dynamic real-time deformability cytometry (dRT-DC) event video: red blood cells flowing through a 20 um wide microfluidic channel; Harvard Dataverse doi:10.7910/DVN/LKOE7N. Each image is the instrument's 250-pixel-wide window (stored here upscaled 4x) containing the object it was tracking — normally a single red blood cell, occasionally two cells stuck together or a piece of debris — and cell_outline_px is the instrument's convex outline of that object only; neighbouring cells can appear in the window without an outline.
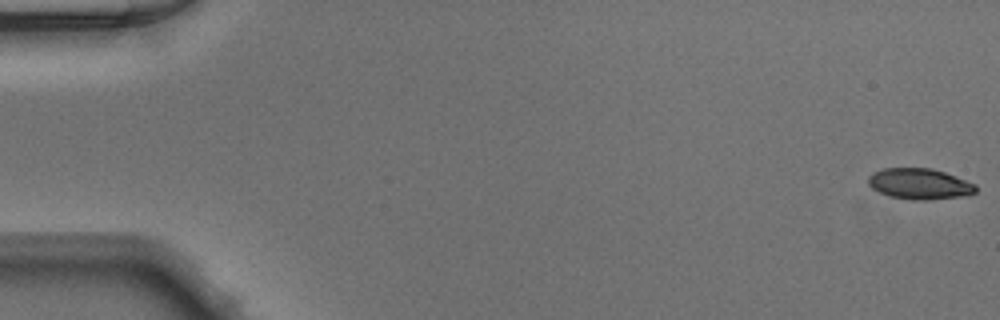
{"species": "Egyptian fruit bat (a non-hibernating species)", "species_latin": "Rousettus aegyptiacus", "temperature_condition": "warm", "stored_images_in_passage": 50, "camera_frame_rate_fps": 3000, "um_per_image_px": 0.085, "animal": {"sex": "male"}, "frame": {"image": 1, "passage_image": 1, "time_ms": 0.0, "image_size_px": [1000, 320], "cell_outline_px": [[976, 192], [964, 196], [924, 200], [912, 200], [892, 196], [880, 192], [872, 188], [868, 184], [868, 176], [872, 172], [884, 168], [932, 168], [944, 172], [976, 184]], "centroid_in_image_um": [78.15, 15.62], "position_along_channel_um": 6.8, "area_um2": 19.25}}
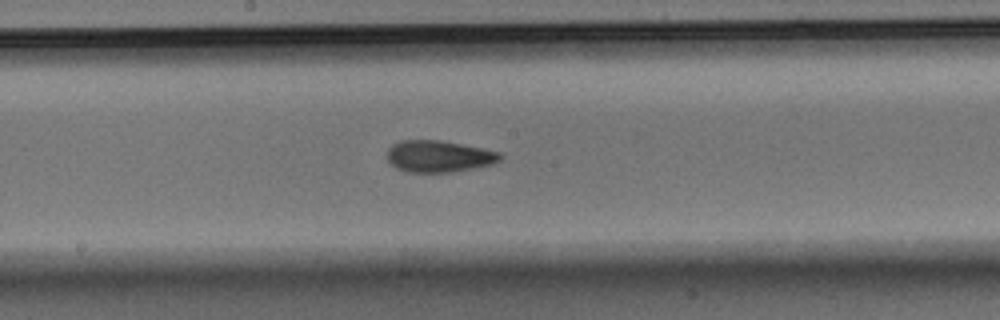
{"frame": {"image": 2, "passage_image": 27, "time_ms": 8.667, "image_size_px": [1000, 320], "cell_outline_px": [[504, 156], [500, 160], [492, 164], [452, 172], [408, 172], [396, 168], [388, 160], [388, 148], [392, 144], [400, 140], [440, 140], [484, 148], [500, 152]], "centroid_in_image_um": [37.31, 13.28], "position_along_channel_um": 210.9, "area_um2": 20.92}}
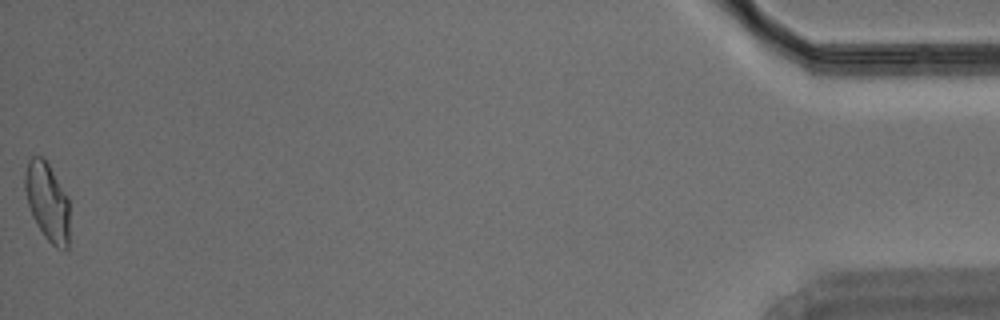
{"frame": {"image": 3, "passage_image": 50, "time_ms": 16.333, "image_size_px": [1000, 320], "cell_outline_px": [[68, 248], [64, 252], [56, 248], [44, 236], [36, 224], [32, 216], [28, 204], [24, 188], [24, 176], [28, 160], [32, 156], [40, 156], [48, 164], [68, 196]], "centroid_in_image_um": [4.01, 17.17], "position_along_channel_um": 431.2, "area_um2": 20.35}}